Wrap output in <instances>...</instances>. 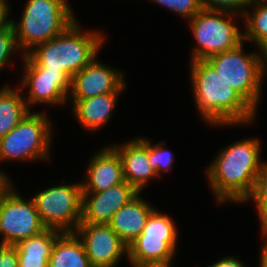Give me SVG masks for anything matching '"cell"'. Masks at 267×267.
Masks as SVG:
<instances>
[{
	"instance_id": "obj_22",
	"label": "cell",
	"mask_w": 267,
	"mask_h": 267,
	"mask_svg": "<svg viewBox=\"0 0 267 267\" xmlns=\"http://www.w3.org/2000/svg\"><path fill=\"white\" fill-rule=\"evenodd\" d=\"M243 22L244 42H251L258 49L267 40V0H255L246 10Z\"/></svg>"
},
{
	"instance_id": "obj_11",
	"label": "cell",
	"mask_w": 267,
	"mask_h": 267,
	"mask_svg": "<svg viewBox=\"0 0 267 267\" xmlns=\"http://www.w3.org/2000/svg\"><path fill=\"white\" fill-rule=\"evenodd\" d=\"M74 233L81 240L92 267H117L128 257V245L109 224L80 223Z\"/></svg>"
},
{
	"instance_id": "obj_4",
	"label": "cell",
	"mask_w": 267,
	"mask_h": 267,
	"mask_svg": "<svg viewBox=\"0 0 267 267\" xmlns=\"http://www.w3.org/2000/svg\"><path fill=\"white\" fill-rule=\"evenodd\" d=\"M21 19L11 24L21 56L63 33L77 19L67 0H28Z\"/></svg>"
},
{
	"instance_id": "obj_6",
	"label": "cell",
	"mask_w": 267,
	"mask_h": 267,
	"mask_svg": "<svg viewBox=\"0 0 267 267\" xmlns=\"http://www.w3.org/2000/svg\"><path fill=\"white\" fill-rule=\"evenodd\" d=\"M237 18L243 20L242 16L234 13L201 9L190 19L188 23L196 42L190 61L207 60L242 44L244 32L233 22Z\"/></svg>"
},
{
	"instance_id": "obj_5",
	"label": "cell",
	"mask_w": 267,
	"mask_h": 267,
	"mask_svg": "<svg viewBox=\"0 0 267 267\" xmlns=\"http://www.w3.org/2000/svg\"><path fill=\"white\" fill-rule=\"evenodd\" d=\"M47 113L31 110L7 135L0 138V161H50L53 137Z\"/></svg>"
},
{
	"instance_id": "obj_36",
	"label": "cell",
	"mask_w": 267,
	"mask_h": 267,
	"mask_svg": "<svg viewBox=\"0 0 267 267\" xmlns=\"http://www.w3.org/2000/svg\"><path fill=\"white\" fill-rule=\"evenodd\" d=\"M260 257H259V267H267V247H262L260 250Z\"/></svg>"
},
{
	"instance_id": "obj_25",
	"label": "cell",
	"mask_w": 267,
	"mask_h": 267,
	"mask_svg": "<svg viewBox=\"0 0 267 267\" xmlns=\"http://www.w3.org/2000/svg\"><path fill=\"white\" fill-rule=\"evenodd\" d=\"M255 0H200L201 8L210 11H224L244 16Z\"/></svg>"
},
{
	"instance_id": "obj_21",
	"label": "cell",
	"mask_w": 267,
	"mask_h": 267,
	"mask_svg": "<svg viewBox=\"0 0 267 267\" xmlns=\"http://www.w3.org/2000/svg\"><path fill=\"white\" fill-rule=\"evenodd\" d=\"M21 91L19 86L11 88L3 85L0 88V138L7 135L30 112Z\"/></svg>"
},
{
	"instance_id": "obj_2",
	"label": "cell",
	"mask_w": 267,
	"mask_h": 267,
	"mask_svg": "<svg viewBox=\"0 0 267 267\" xmlns=\"http://www.w3.org/2000/svg\"><path fill=\"white\" fill-rule=\"evenodd\" d=\"M194 102L199 115L213 127L252 124L257 111L207 61L190 64Z\"/></svg>"
},
{
	"instance_id": "obj_12",
	"label": "cell",
	"mask_w": 267,
	"mask_h": 267,
	"mask_svg": "<svg viewBox=\"0 0 267 267\" xmlns=\"http://www.w3.org/2000/svg\"><path fill=\"white\" fill-rule=\"evenodd\" d=\"M95 57L71 78L70 100H84L112 92H123L126 87L124 72L111 68Z\"/></svg>"
},
{
	"instance_id": "obj_28",
	"label": "cell",
	"mask_w": 267,
	"mask_h": 267,
	"mask_svg": "<svg viewBox=\"0 0 267 267\" xmlns=\"http://www.w3.org/2000/svg\"><path fill=\"white\" fill-rule=\"evenodd\" d=\"M251 200L255 203L257 212H267V162L263 165L254 189L245 202Z\"/></svg>"
},
{
	"instance_id": "obj_8",
	"label": "cell",
	"mask_w": 267,
	"mask_h": 267,
	"mask_svg": "<svg viewBox=\"0 0 267 267\" xmlns=\"http://www.w3.org/2000/svg\"><path fill=\"white\" fill-rule=\"evenodd\" d=\"M47 229L74 232L82 219V185L64 183L38 191L32 197Z\"/></svg>"
},
{
	"instance_id": "obj_26",
	"label": "cell",
	"mask_w": 267,
	"mask_h": 267,
	"mask_svg": "<svg viewBox=\"0 0 267 267\" xmlns=\"http://www.w3.org/2000/svg\"><path fill=\"white\" fill-rule=\"evenodd\" d=\"M153 3L166 7L185 20L192 19L202 8L200 0H151Z\"/></svg>"
},
{
	"instance_id": "obj_14",
	"label": "cell",
	"mask_w": 267,
	"mask_h": 267,
	"mask_svg": "<svg viewBox=\"0 0 267 267\" xmlns=\"http://www.w3.org/2000/svg\"><path fill=\"white\" fill-rule=\"evenodd\" d=\"M111 146L121 157L124 180L138 192L144 190L150 180L158 177L150 165L148 138H132L121 145L115 143Z\"/></svg>"
},
{
	"instance_id": "obj_13",
	"label": "cell",
	"mask_w": 267,
	"mask_h": 267,
	"mask_svg": "<svg viewBox=\"0 0 267 267\" xmlns=\"http://www.w3.org/2000/svg\"><path fill=\"white\" fill-rule=\"evenodd\" d=\"M139 192L124 181L101 192H82V219L85 224H109L115 212Z\"/></svg>"
},
{
	"instance_id": "obj_33",
	"label": "cell",
	"mask_w": 267,
	"mask_h": 267,
	"mask_svg": "<svg viewBox=\"0 0 267 267\" xmlns=\"http://www.w3.org/2000/svg\"><path fill=\"white\" fill-rule=\"evenodd\" d=\"M9 175L0 170V200L4 193L13 185Z\"/></svg>"
},
{
	"instance_id": "obj_16",
	"label": "cell",
	"mask_w": 267,
	"mask_h": 267,
	"mask_svg": "<svg viewBox=\"0 0 267 267\" xmlns=\"http://www.w3.org/2000/svg\"><path fill=\"white\" fill-rule=\"evenodd\" d=\"M141 193L139 192L126 205L118 209L109 223L126 245L142 234L150 214L156 209L151 203L140 197Z\"/></svg>"
},
{
	"instance_id": "obj_35",
	"label": "cell",
	"mask_w": 267,
	"mask_h": 267,
	"mask_svg": "<svg viewBox=\"0 0 267 267\" xmlns=\"http://www.w3.org/2000/svg\"><path fill=\"white\" fill-rule=\"evenodd\" d=\"M261 62L267 72V40L258 48Z\"/></svg>"
},
{
	"instance_id": "obj_20",
	"label": "cell",
	"mask_w": 267,
	"mask_h": 267,
	"mask_svg": "<svg viewBox=\"0 0 267 267\" xmlns=\"http://www.w3.org/2000/svg\"><path fill=\"white\" fill-rule=\"evenodd\" d=\"M48 267H92L81 240L74 232H63L54 243Z\"/></svg>"
},
{
	"instance_id": "obj_30",
	"label": "cell",
	"mask_w": 267,
	"mask_h": 267,
	"mask_svg": "<svg viewBox=\"0 0 267 267\" xmlns=\"http://www.w3.org/2000/svg\"><path fill=\"white\" fill-rule=\"evenodd\" d=\"M7 0H0V29L8 27L11 25L12 18L10 17L11 7Z\"/></svg>"
},
{
	"instance_id": "obj_27",
	"label": "cell",
	"mask_w": 267,
	"mask_h": 267,
	"mask_svg": "<svg viewBox=\"0 0 267 267\" xmlns=\"http://www.w3.org/2000/svg\"><path fill=\"white\" fill-rule=\"evenodd\" d=\"M20 54L15 39V31L12 24L8 27L0 29V72L11 60V56Z\"/></svg>"
},
{
	"instance_id": "obj_34",
	"label": "cell",
	"mask_w": 267,
	"mask_h": 267,
	"mask_svg": "<svg viewBox=\"0 0 267 267\" xmlns=\"http://www.w3.org/2000/svg\"><path fill=\"white\" fill-rule=\"evenodd\" d=\"M172 260L162 262H148L143 264H130L133 267H172ZM171 265V266H170Z\"/></svg>"
},
{
	"instance_id": "obj_1",
	"label": "cell",
	"mask_w": 267,
	"mask_h": 267,
	"mask_svg": "<svg viewBox=\"0 0 267 267\" xmlns=\"http://www.w3.org/2000/svg\"><path fill=\"white\" fill-rule=\"evenodd\" d=\"M259 138H246L218 152L206 167L207 181L215 201L243 204L251 195L256 179L267 161L261 159Z\"/></svg>"
},
{
	"instance_id": "obj_17",
	"label": "cell",
	"mask_w": 267,
	"mask_h": 267,
	"mask_svg": "<svg viewBox=\"0 0 267 267\" xmlns=\"http://www.w3.org/2000/svg\"><path fill=\"white\" fill-rule=\"evenodd\" d=\"M120 94L122 92H112L84 100H71V111L84 129L96 132L109 122Z\"/></svg>"
},
{
	"instance_id": "obj_15",
	"label": "cell",
	"mask_w": 267,
	"mask_h": 267,
	"mask_svg": "<svg viewBox=\"0 0 267 267\" xmlns=\"http://www.w3.org/2000/svg\"><path fill=\"white\" fill-rule=\"evenodd\" d=\"M88 162L82 192H101L125 181L121 157L111 145L95 152Z\"/></svg>"
},
{
	"instance_id": "obj_7",
	"label": "cell",
	"mask_w": 267,
	"mask_h": 267,
	"mask_svg": "<svg viewBox=\"0 0 267 267\" xmlns=\"http://www.w3.org/2000/svg\"><path fill=\"white\" fill-rule=\"evenodd\" d=\"M244 42L237 48L215 54L207 61L256 110L261 100L267 72L259 51L245 53ZM266 76V77H265Z\"/></svg>"
},
{
	"instance_id": "obj_23",
	"label": "cell",
	"mask_w": 267,
	"mask_h": 267,
	"mask_svg": "<svg viewBox=\"0 0 267 267\" xmlns=\"http://www.w3.org/2000/svg\"><path fill=\"white\" fill-rule=\"evenodd\" d=\"M172 218L165 212L155 209L149 216L142 234L145 236L161 237L168 241L176 250L178 231Z\"/></svg>"
},
{
	"instance_id": "obj_9",
	"label": "cell",
	"mask_w": 267,
	"mask_h": 267,
	"mask_svg": "<svg viewBox=\"0 0 267 267\" xmlns=\"http://www.w3.org/2000/svg\"><path fill=\"white\" fill-rule=\"evenodd\" d=\"M14 188L12 185L0 200V244L16 245L47 229L33 198L24 199Z\"/></svg>"
},
{
	"instance_id": "obj_19",
	"label": "cell",
	"mask_w": 267,
	"mask_h": 267,
	"mask_svg": "<svg viewBox=\"0 0 267 267\" xmlns=\"http://www.w3.org/2000/svg\"><path fill=\"white\" fill-rule=\"evenodd\" d=\"M177 250L161 237L139 235L128 245L129 264L174 260Z\"/></svg>"
},
{
	"instance_id": "obj_3",
	"label": "cell",
	"mask_w": 267,
	"mask_h": 267,
	"mask_svg": "<svg viewBox=\"0 0 267 267\" xmlns=\"http://www.w3.org/2000/svg\"><path fill=\"white\" fill-rule=\"evenodd\" d=\"M78 21L60 35L35 46L23 57L34 68L61 70L72 78L98 56L106 40L100 31L85 32Z\"/></svg>"
},
{
	"instance_id": "obj_10",
	"label": "cell",
	"mask_w": 267,
	"mask_h": 267,
	"mask_svg": "<svg viewBox=\"0 0 267 267\" xmlns=\"http://www.w3.org/2000/svg\"><path fill=\"white\" fill-rule=\"evenodd\" d=\"M23 77L20 89L28 90L24 97L28 109L31 111L36 104L63 105L68 101L71 88V78L61 70L48 68H34L23 56ZM29 88V89H28Z\"/></svg>"
},
{
	"instance_id": "obj_18",
	"label": "cell",
	"mask_w": 267,
	"mask_h": 267,
	"mask_svg": "<svg viewBox=\"0 0 267 267\" xmlns=\"http://www.w3.org/2000/svg\"><path fill=\"white\" fill-rule=\"evenodd\" d=\"M63 232L46 229L42 233L18 242L15 247L19 267H48L56 239Z\"/></svg>"
},
{
	"instance_id": "obj_29",
	"label": "cell",
	"mask_w": 267,
	"mask_h": 267,
	"mask_svg": "<svg viewBox=\"0 0 267 267\" xmlns=\"http://www.w3.org/2000/svg\"><path fill=\"white\" fill-rule=\"evenodd\" d=\"M0 267H19L15 245L0 244Z\"/></svg>"
},
{
	"instance_id": "obj_24",
	"label": "cell",
	"mask_w": 267,
	"mask_h": 267,
	"mask_svg": "<svg viewBox=\"0 0 267 267\" xmlns=\"http://www.w3.org/2000/svg\"><path fill=\"white\" fill-rule=\"evenodd\" d=\"M165 141L152 145L149 141V160L150 165L156 172L158 178L162 175V171L170 172L173 168L174 154L165 148Z\"/></svg>"
},
{
	"instance_id": "obj_32",
	"label": "cell",
	"mask_w": 267,
	"mask_h": 267,
	"mask_svg": "<svg viewBox=\"0 0 267 267\" xmlns=\"http://www.w3.org/2000/svg\"><path fill=\"white\" fill-rule=\"evenodd\" d=\"M259 216V224H260V233L261 237H263V241H265V243H263L262 247H267V212H257Z\"/></svg>"
},
{
	"instance_id": "obj_31",
	"label": "cell",
	"mask_w": 267,
	"mask_h": 267,
	"mask_svg": "<svg viewBox=\"0 0 267 267\" xmlns=\"http://www.w3.org/2000/svg\"><path fill=\"white\" fill-rule=\"evenodd\" d=\"M246 265L236 256H227L207 267H245ZM247 267V266H246Z\"/></svg>"
}]
</instances>
